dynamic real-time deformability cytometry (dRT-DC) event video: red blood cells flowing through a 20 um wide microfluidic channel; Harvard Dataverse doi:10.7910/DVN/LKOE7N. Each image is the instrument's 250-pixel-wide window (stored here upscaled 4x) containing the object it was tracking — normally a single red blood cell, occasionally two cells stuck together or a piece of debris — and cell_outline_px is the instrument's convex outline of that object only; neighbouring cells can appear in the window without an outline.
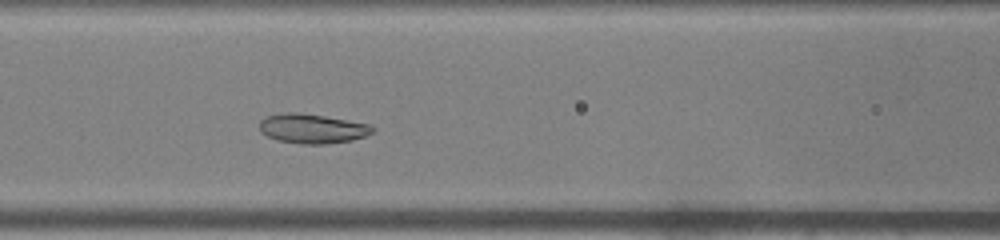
{"species": "common noctule bat (a hibernating species)", "species_latin": "Nyctalus noctula", "temperature_condition": "warm", "stored_images_in_passage": 42, "camera_frame_rate_fps": 3000, "um_per_image_px": 0.085, "animal": {"sex": "male", "body_mass_g": 19.0, "forearm_length_mm": 50.8}, "frame": {"image": 1, "passage_image": 14, "time_ms": 4.333, "image_size_px": [1000, 240], "cell_outline_px": [[376, 128], [372, 132], [364, 136], [352, 140], [324, 144], [300, 144], [276, 140], [260, 132], [260, 120], [264, 116], [288, 112], [296, 112], [324, 116], [372, 124]], "centroid_in_image_um": [26.54, 10.93], "position_along_channel_um": 140.1, "area_um2": 19.54}}
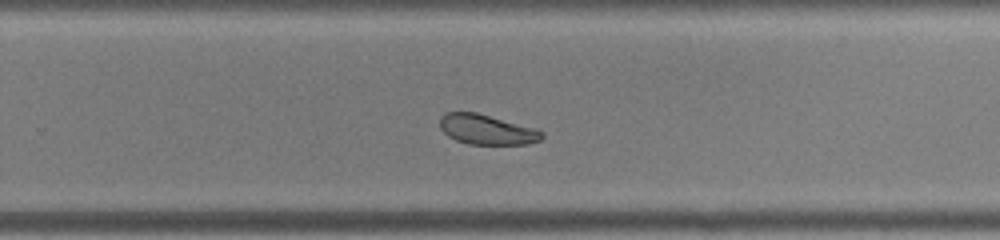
{"frame": {"image": 2, "passage_image": 25, "time_ms": 8.0, "image_size_px": [1000, 240], "cell_outline_px": [[544, 136], [540, 140], [524, 144], [468, 144], [456, 140], [448, 136], [440, 128], [440, 116], [444, 112], [476, 112], [532, 128], [544, 132]], "centroid_in_image_um": [41.32, 11.01], "position_along_channel_um": 288.5, "area_um2": 17.57}}
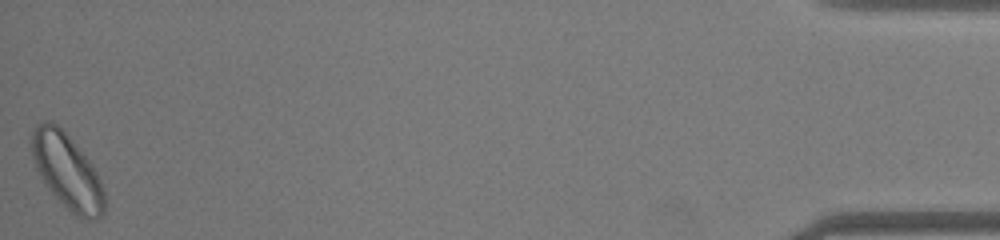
{"frame": {"image": 3, "passage_image": 42, "time_ms": 13.667, "image_size_px": [1000, 240], "cell_outline_px": [[104, 212], [96, 220], [84, 220], [76, 216], [48, 188], [36, 168], [32, 156], [28, 140], [36, 124], [44, 120], [48, 120], [56, 124], [68, 136], [92, 164], [104, 188]], "centroid_in_image_um": [5.68, 14.54], "position_along_channel_um": 429.5, "area_um2": 31.67}, "authors_computed_cell_mechanics": {"area_um2": 21.6172, "velocity_mm_per_s": 4.0522, "shape_relaxation_time_tau1_ms": 3.5028, "shape_relaxation_time_tau2_ms": 6.2586, "deformation_change_tau1": 0.0695, "deformation_change_tau2": 0.1236}}